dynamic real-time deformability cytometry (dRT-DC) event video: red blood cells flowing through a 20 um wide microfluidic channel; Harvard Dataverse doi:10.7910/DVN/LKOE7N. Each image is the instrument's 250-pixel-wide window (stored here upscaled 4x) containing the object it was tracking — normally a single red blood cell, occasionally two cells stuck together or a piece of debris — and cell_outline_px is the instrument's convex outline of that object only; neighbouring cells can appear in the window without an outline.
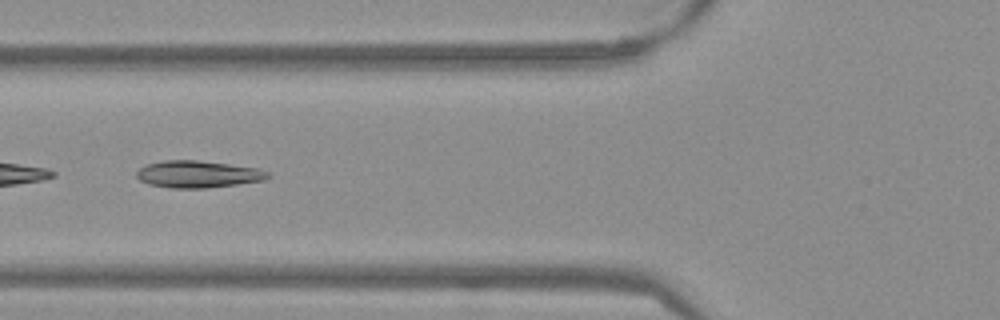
{"species": "Egyptian fruit bat (a non-hibernating species)", "species_latin": "Rousettus aegyptiacus", "temperature_condition": "warm", "stored_images_in_passage": 25, "camera_frame_rate_fps": 3000, "um_per_image_px": 0.085, "frame": {"image": 1, "passage_image": 8, "time_ms": 2.333, "image_size_px": [1000, 320], "cell_outline_px": [[272, 176], [264, 180], [208, 188], [168, 188], [148, 184], [140, 180], [136, 176], [136, 172], [140, 168], [148, 164], [164, 160], [196, 160], [260, 168], [272, 172]], "centroid_in_image_um": [16.87, 14.81], "position_along_channel_um": 108.9, "area_um2": 20.81}}
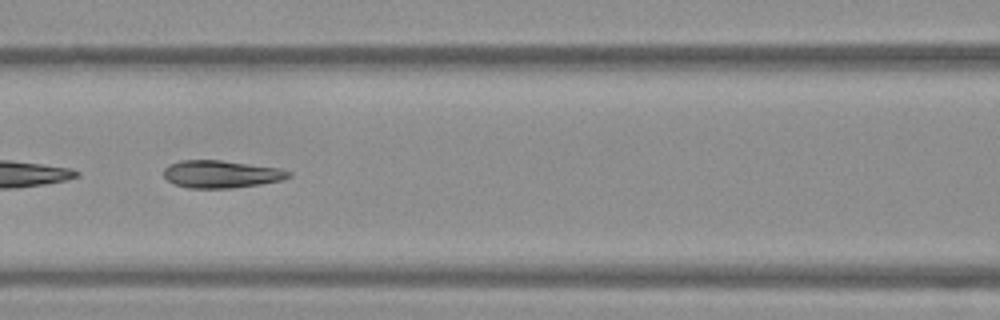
{"frame": {"image": 2, "passage_image": 11, "time_ms": 3.333, "image_size_px": [1000, 320], "cell_outline_px": [[292, 176], [280, 180], [260, 184], [232, 188], [188, 188], [176, 184], [168, 180], [164, 176], [164, 168], [168, 164], [180, 160], [220, 160], [280, 168], [292, 172]], "centroid_in_image_um": [18.8, 14.79], "position_along_channel_um": 147.8, "area_um2": 20.0}}